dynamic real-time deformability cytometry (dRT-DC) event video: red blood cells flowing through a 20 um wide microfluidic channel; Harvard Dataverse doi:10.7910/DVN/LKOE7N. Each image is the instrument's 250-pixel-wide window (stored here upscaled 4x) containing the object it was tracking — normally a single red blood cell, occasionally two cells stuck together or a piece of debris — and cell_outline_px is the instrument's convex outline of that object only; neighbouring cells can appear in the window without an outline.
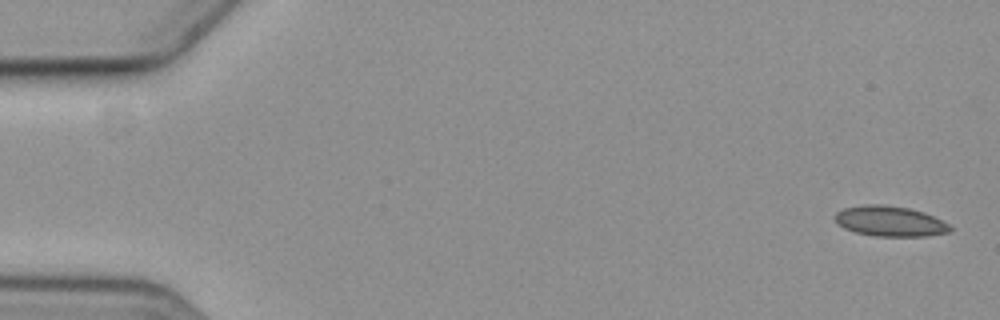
{"species": "common noctule bat (a hibernating species)", "species_latin": "Nyctalus noctula", "temperature_condition": "cold", "stored_images_in_passage": 52, "camera_frame_rate_fps": 3000, "um_per_image_px": 0.085, "animal": {"sex": "female", "body_mass_g": 19.3, "forearm_length_mm": 54.1}, "frame": {"image": 1, "passage_image": 1, "time_ms": 0.0, "image_size_px": [1000, 320], "cell_outline_px": [[952, 228], [948, 232], [928, 236], [876, 236], [856, 232], [844, 228], [832, 216], [836, 212], [844, 208], [868, 204], [880, 204], [908, 208], [924, 212], [948, 224]], "centroid_in_image_um": [75.63, 18.8], "position_along_channel_um": 9.4, "area_um2": 20.11}}
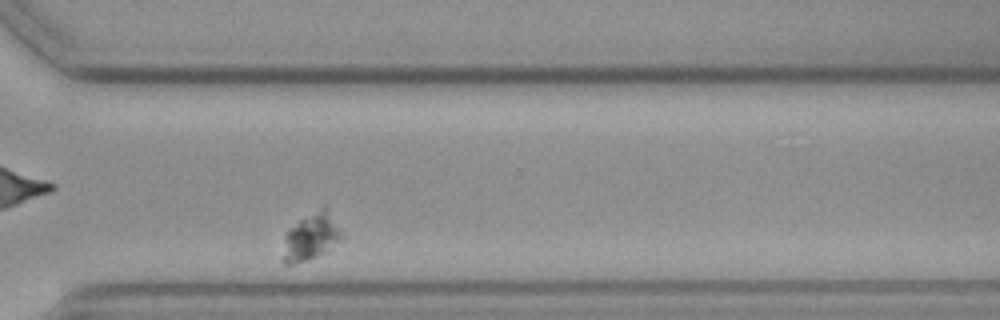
{"frame": {"image": 2, "passage_image": 44, "time_ms": 14.333, "image_size_px": [1000, 320], "cell_outline_px": [[340, 240], [324, 252], [316, 256], [292, 264], [284, 264], [284, 232], [300, 220], [324, 204], [340, 232]], "centroid_in_image_um": [26.39, 20.11], "position_along_channel_um": 344.2, "area_um2": 15.37}}
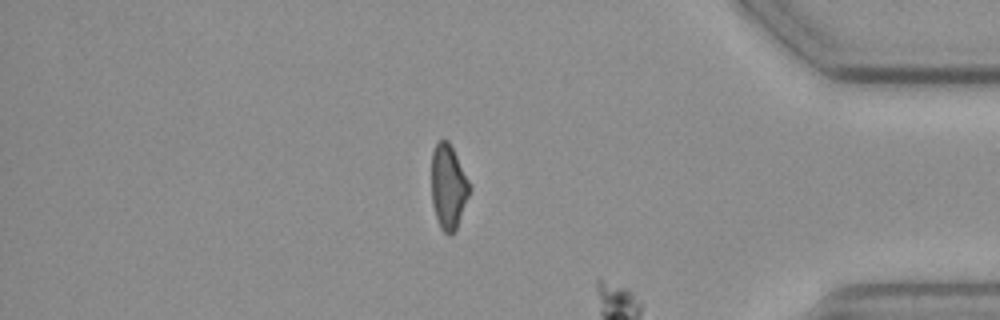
{"frame": {"image": 3, "passage_image": 49, "time_ms": 16.0, "image_size_px": [1000, 320], "cell_outline_px": [[472, 188], [456, 232], [452, 236], [448, 236], [440, 228], [432, 204], [432, 152], [436, 144], [440, 140], [448, 140]], "centroid_in_image_um": [38.12, 15.95], "position_along_channel_um": 397.1, "area_um2": 18.84}}